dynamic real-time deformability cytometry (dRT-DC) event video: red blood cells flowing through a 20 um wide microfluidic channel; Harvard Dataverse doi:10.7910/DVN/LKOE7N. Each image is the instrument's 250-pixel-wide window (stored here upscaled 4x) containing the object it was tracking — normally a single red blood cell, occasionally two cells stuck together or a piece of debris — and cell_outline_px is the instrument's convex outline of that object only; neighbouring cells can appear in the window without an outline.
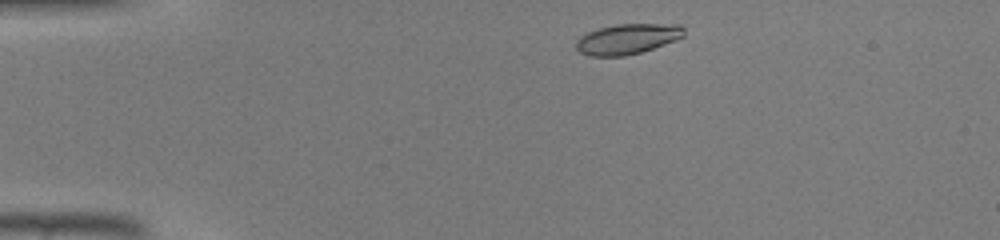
{"species": "common noctule bat (a hibernating species)", "species_latin": "Nyctalus noctula", "temperature_condition": "warm", "stored_images_in_passage": 37, "camera_frame_rate_fps": 3000, "um_per_image_px": 0.085, "animal": {"sex": "male", "body_mass_g": 19.0, "forearm_length_mm": 50.8}, "frame": {"image": 1, "passage_image": 1, "time_ms": 0.0, "image_size_px": [1000, 240], "cell_outline_px": [[684, 36], [676, 40], [640, 52], [624, 56], [588, 56], [580, 52], [576, 48], [576, 40], [580, 36], [588, 32], [600, 28], [616, 24], [680, 24], [684, 28]], "centroid_in_image_um": [53.32, 3.31], "position_along_channel_um": 31.7, "area_um2": 19.02}}
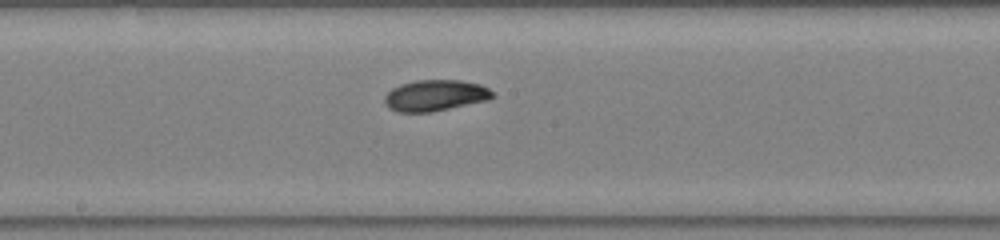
{"frame": {"image": 2, "passage_image": 17, "time_ms": 5.333, "image_size_px": [1000, 240], "cell_outline_px": [[496, 96], [488, 100], [432, 112], [400, 112], [388, 108], [384, 100], [384, 96], [392, 88], [400, 84], [416, 80], [460, 80], [480, 84], [488, 88]], "centroid_in_image_um": [36.99, 8.11], "position_along_channel_um": 211.2, "area_um2": 19.65}}
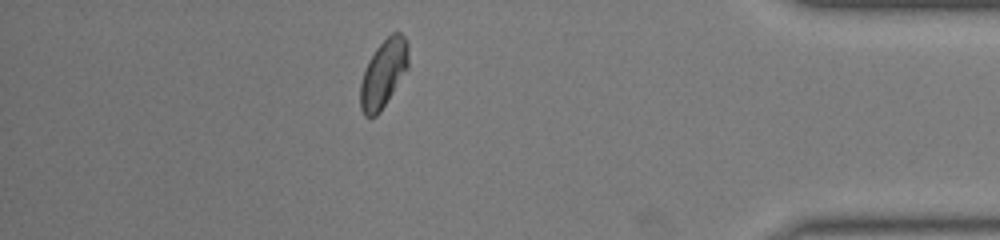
{"frame": {"image": 3, "passage_image": 32, "time_ms": 10.333, "image_size_px": [1000, 240], "cell_outline_px": [[408, 68], [380, 112], [376, 116], [364, 116], [360, 108], [360, 84], [368, 60], [376, 48], [392, 32], [400, 32], [404, 36], [408, 44]], "centroid_in_image_um": [32.59, 6.25], "position_along_channel_um": 402.6, "area_um2": 18.9}}